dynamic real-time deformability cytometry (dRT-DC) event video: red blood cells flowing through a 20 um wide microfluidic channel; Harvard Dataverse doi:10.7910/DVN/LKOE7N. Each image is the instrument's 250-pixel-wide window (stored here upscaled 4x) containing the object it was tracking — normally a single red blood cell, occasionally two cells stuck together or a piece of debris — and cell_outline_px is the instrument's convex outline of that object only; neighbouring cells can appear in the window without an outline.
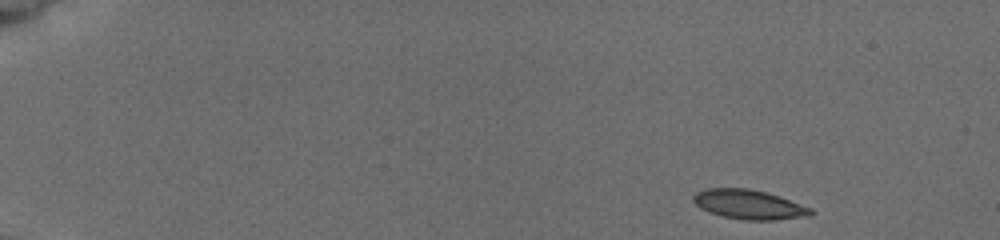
{"species": "common noctule bat (a hibernating species)", "species_latin": "Nyctalus noctula", "temperature_condition": "cold", "stored_images_in_passage": 10, "camera_frame_rate_fps": 3000, "um_per_image_px": 0.085, "animal": {"sex": "female", "body_mass_g": 19.5, "forearm_length_mm": 54.1}, "frame": {"image": 1, "passage_image": 1, "time_ms": 0.0, "image_size_px": [1000, 240], "cell_outline_px": [[816, 212], [812, 216], [772, 220], [744, 220], [724, 216], [700, 208], [692, 200], [692, 196], [696, 192], [708, 188], [748, 188], [764, 192], [812, 208]], "centroid_in_image_um": [63.67, 17.39], "position_along_channel_um": 21.3, "area_um2": 19.94}}
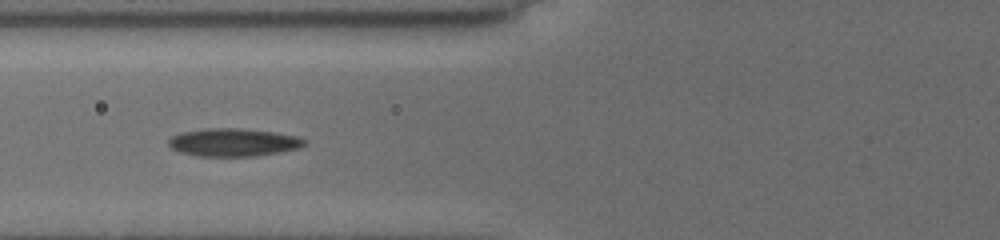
{"frame": {"image": 2, "passage_image": 7, "time_ms": 5.667, "image_size_px": [1000, 240], "cell_outline_px": [[308, 144], [300, 148], [280, 152], [256, 156], [196, 156], [180, 152], [172, 148], [168, 144], [168, 140], [172, 136], [184, 132], [208, 128], [236, 128], [272, 132], [296, 136], [308, 140]], "centroid_in_image_um": [19.88, 12.11], "position_along_channel_um": 105.9, "area_um2": 22.08}}
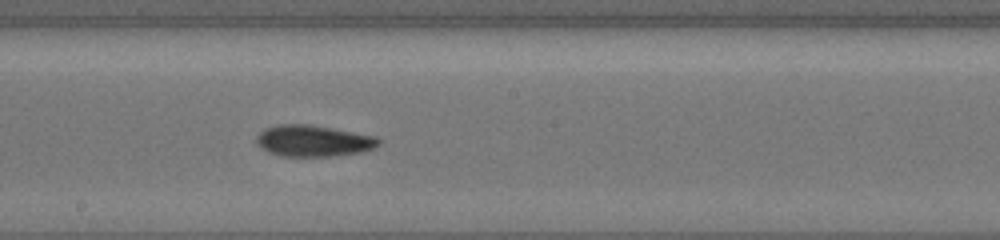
{"frame": {"image": 3, "passage_image": 10, "time_ms": 8.667, "image_size_px": [1000, 240], "cell_outline_px": [[380, 144], [376, 148], [360, 152], [332, 156], [280, 156], [268, 152], [260, 148], [256, 144], [256, 136], [264, 128], [276, 124], [308, 124], [332, 128], [376, 136], [380, 140]], "centroid_in_image_um": [26.6, 11.97], "position_along_channel_um": 221.6, "area_um2": 22.54}}